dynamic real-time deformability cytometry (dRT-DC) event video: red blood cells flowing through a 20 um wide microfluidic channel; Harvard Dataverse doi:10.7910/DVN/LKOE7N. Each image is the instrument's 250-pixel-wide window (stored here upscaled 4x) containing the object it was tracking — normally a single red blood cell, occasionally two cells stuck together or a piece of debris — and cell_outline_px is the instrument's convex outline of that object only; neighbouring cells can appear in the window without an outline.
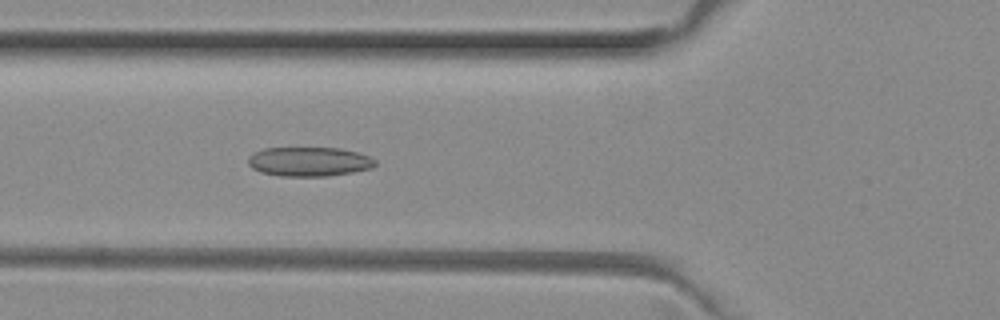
{"species": "common noctule bat (a hibernating species)", "species_latin": "Nyctalus noctula", "temperature_condition": "room temperature", "stored_images_in_passage": 37, "camera_frame_rate_fps": 3000, "um_per_image_px": 0.085, "animal": {"sex": "female", "body_mass_g": 29.2, "forearm_length_mm": 56.3}, "frame": {"image": 1, "passage_image": 4, "time_ms": 1.0, "image_size_px": [1000, 320], "cell_outline_px": [[376, 164], [372, 168], [352, 172], [328, 176], [280, 176], [260, 172], [252, 168], [248, 164], [248, 156], [264, 148], [340, 148], [360, 152], [376, 160]], "centroid_in_image_um": [26.28, 13.74], "position_along_channel_um": 99.5, "area_um2": 21.79}}
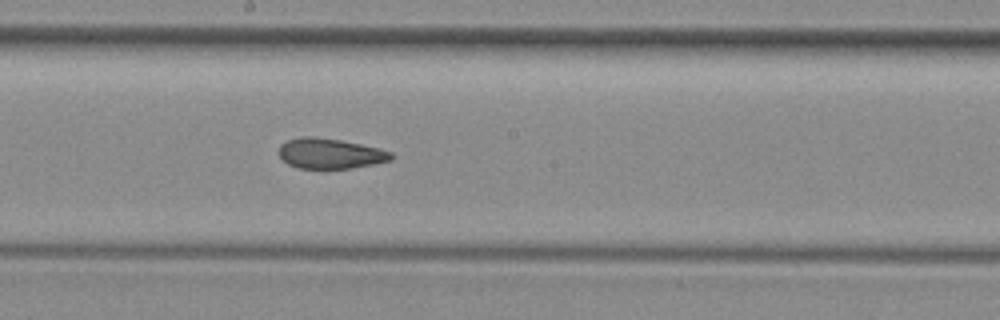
{"frame": {"image": 2, "passage_image": 13, "time_ms": 4.0, "image_size_px": [1000, 320], "cell_outline_px": [[392, 160], [352, 168], [296, 168], [288, 164], [280, 156], [280, 144], [288, 140], [300, 136], [312, 136], [340, 140], [380, 148], [392, 152]], "centroid_in_image_um": [28.06, 13.04], "position_along_channel_um": 220.1, "area_um2": 19.71}}
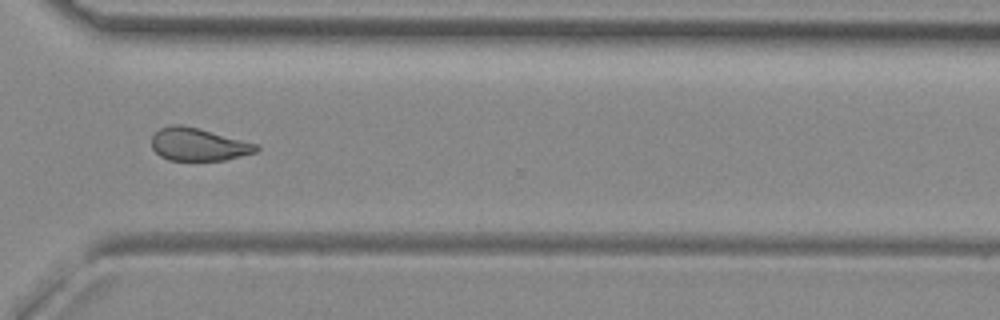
{"frame": {"image": 3, "passage_image": 23, "time_ms": 7.333, "image_size_px": [1000, 320], "cell_outline_px": [[260, 148], [256, 152], [224, 160], [168, 160], [160, 156], [152, 148], [152, 136], [160, 128], [172, 124], [180, 124], [200, 128], [256, 144]], "centroid_in_image_um": [16.83, 12.27], "position_along_channel_um": 353.8, "area_um2": 19.88}}